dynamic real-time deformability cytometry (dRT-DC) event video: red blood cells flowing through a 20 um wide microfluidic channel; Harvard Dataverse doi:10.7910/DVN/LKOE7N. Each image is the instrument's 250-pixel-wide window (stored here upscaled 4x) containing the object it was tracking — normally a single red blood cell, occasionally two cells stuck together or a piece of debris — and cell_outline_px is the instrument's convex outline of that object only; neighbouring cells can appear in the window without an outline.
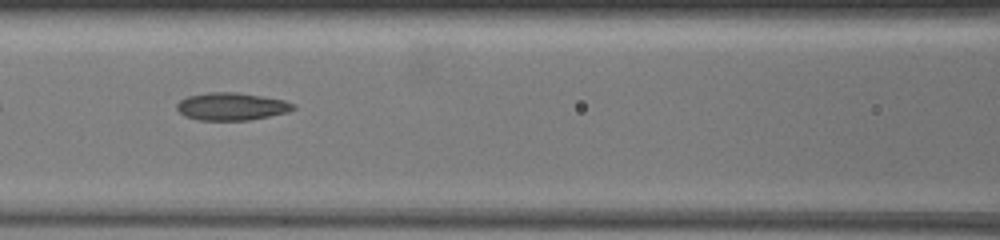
{"species": "common noctule bat (a hibernating species)", "species_latin": "Nyctalus noctula", "temperature_condition": "warm", "stored_images_in_passage": 14, "camera_frame_rate_fps": 3000, "um_per_image_px": 0.085, "animal": {"sex": "female", "body_mass_g": 19.5, "forearm_length_mm": 54.1}, "frame": {"image": 1, "passage_image": 3, "time_ms": 2.333, "image_size_px": [1000, 240], "cell_outline_px": [[296, 108], [288, 112], [248, 120], [196, 120], [184, 116], [176, 108], [176, 104], [180, 100], [188, 96], [208, 92], [236, 92], [264, 96], [284, 100], [296, 104]], "centroid_in_image_um": [19.68, 9.04], "position_along_channel_um": 146.9, "area_um2": 18.84}}
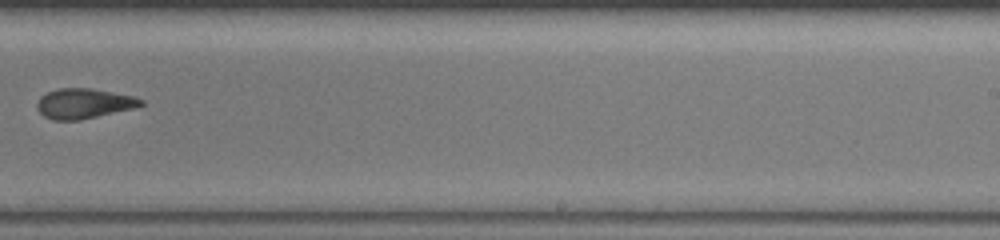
{"frame": {"image": 2, "passage_image": 7, "time_ms": 5.667, "image_size_px": [1000, 240], "cell_outline_px": [[144, 104], [132, 108], [80, 120], [52, 120], [44, 116], [40, 112], [36, 104], [40, 96], [48, 92], [60, 88], [92, 88], [132, 96], [144, 100]], "centroid_in_image_um": [7.1, 8.79], "position_along_channel_um": 281.9, "area_um2": 17.98}}
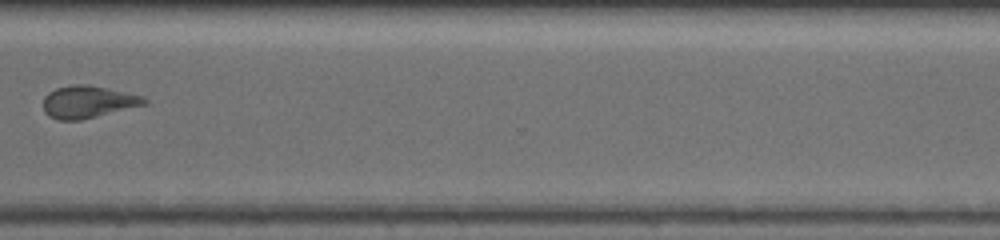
{"frame": {"image": 3, "passage_image": 10, "time_ms": 7.667, "image_size_px": [1000, 240], "cell_outline_px": [[148, 104], [80, 120], [60, 120], [48, 116], [44, 112], [44, 96], [48, 92], [56, 88], [76, 84], [88, 84], [140, 96], [148, 100]], "centroid_in_image_um": [7.44, 8.66], "position_along_channel_um": 363.2, "area_um2": 18.79}, "authors_computed_cell_mechanics": {"area_um2": 18.7272, "velocity_mm_per_s": 4.0542, "shape_relaxation_time_tau1_ms": 4.9087, "shape_relaxation_time_tau2_ms": 4.0566, "deformation_change_tau1": 0.155, "deformation_change_tau2": 0.1397}}